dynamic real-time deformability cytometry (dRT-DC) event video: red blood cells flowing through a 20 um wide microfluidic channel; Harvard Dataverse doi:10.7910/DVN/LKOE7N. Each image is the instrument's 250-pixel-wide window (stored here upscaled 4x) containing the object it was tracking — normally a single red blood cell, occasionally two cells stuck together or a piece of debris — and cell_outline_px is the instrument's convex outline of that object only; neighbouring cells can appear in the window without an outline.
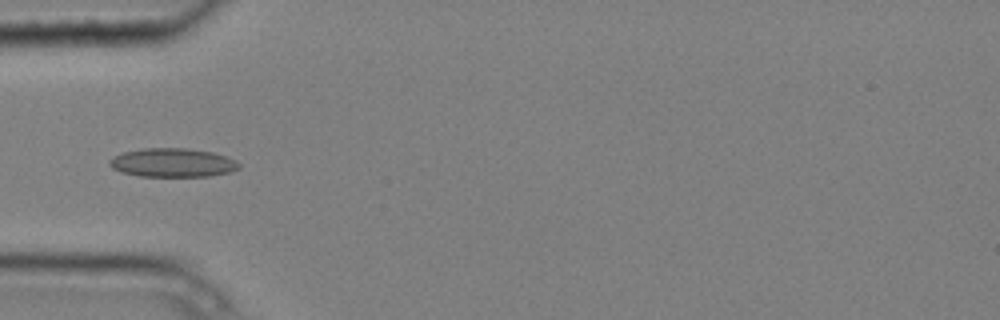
{"species": "common noctule bat (a hibernating species)", "species_latin": "Nyctalus noctula", "temperature_condition": "cold", "stored_images_in_passage": 5, "camera_frame_rate_fps": 3000, "um_per_image_px": 0.085, "animal": {"sex": "male", "body_mass_g": 20.4}, "frame": {"image": 1, "passage_image": 5, "time_ms": 1.333, "image_size_px": [1000, 320], "cell_outline_px": [[240, 168], [232, 172], [208, 176], [140, 176], [120, 172], [112, 168], [108, 164], [108, 160], [112, 156], [124, 152], [144, 148], [188, 148], [212, 152], [236, 160], [240, 164]], "centroid_in_image_um": [14.66, 13.83], "position_along_channel_um": 70.3, "area_um2": 21.85}}